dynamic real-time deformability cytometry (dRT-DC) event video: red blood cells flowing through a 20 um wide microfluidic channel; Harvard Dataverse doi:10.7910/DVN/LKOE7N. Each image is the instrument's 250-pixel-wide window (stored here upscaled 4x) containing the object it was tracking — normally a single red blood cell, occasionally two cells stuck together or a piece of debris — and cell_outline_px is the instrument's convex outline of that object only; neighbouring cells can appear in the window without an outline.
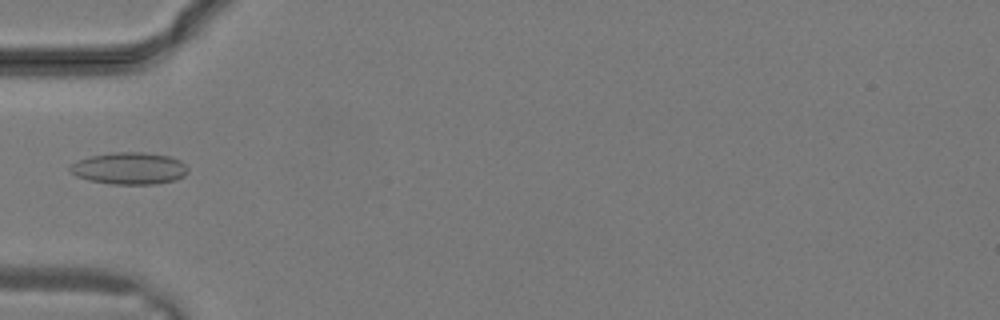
{"species": "common noctule bat (a hibernating species)", "species_latin": "Nyctalus noctula", "temperature_condition": "warm", "stored_images_in_passage": 31, "camera_frame_rate_fps": 3000, "um_per_image_px": 0.085, "animal": {"sex": "male", "body_mass_g": 19.2, "forearm_length_mm": 51.8}, "frame": {"image": 1, "passage_image": 11, "time_ms": 3.333, "image_size_px": [1000, 320], "cell_outline_px": [[188, 172], [184, 176], [176, 180], [156, 184], [112, 184], [88, 180], [76, 176], [68, 168], [72, 164], [80, 160], [92, 156], [116, 152], [144, 152], [168, 156], [180, 160], [188, 168]], "centroid_in_image_um": [11.03, 14.32], "position_along_channel_um": 74.0, "area_um2": 21.85}}
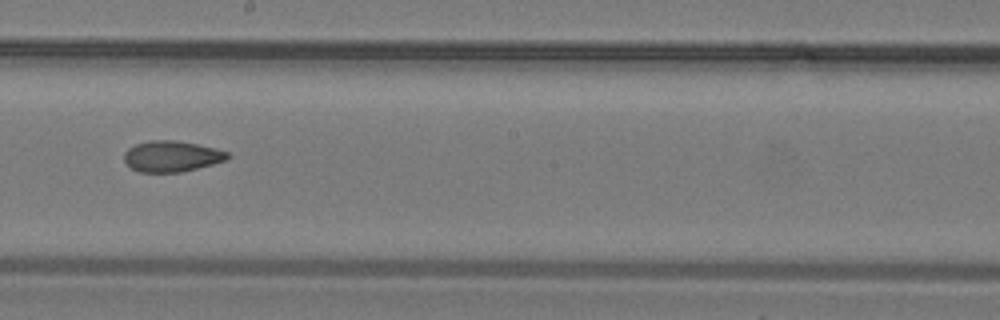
{"frame": {"image": 2, "passage_image": 18, "time_ms": 5.667, "image_size_px": [1000, 320], "cell_outline_px": [[232, 156], [228, 160], [180, 172], [140, 172], [132, 168], [124, 160], [124, 152], [128, 148], [136, 144], [152, 140], [176, 140], [216, 148], [228, 152]], "centroid_in_image_um": [14.62, 13.28], "position_along_channel_um": 233.6, "area_um2": 18.61}}
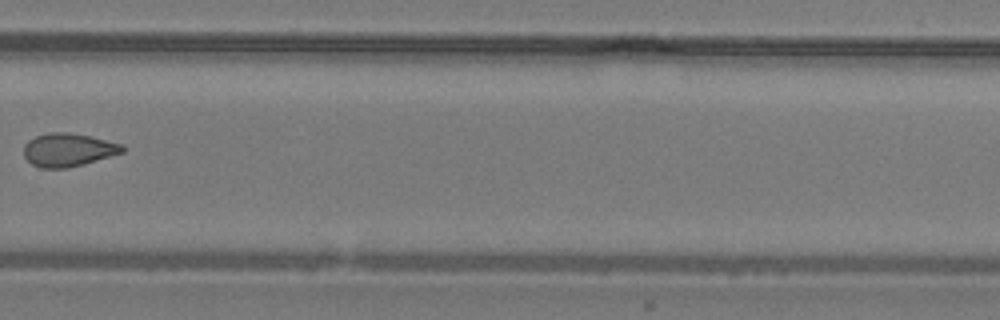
{"frame": {"image": 3, "passage_image": 22, "time_ms": 7.0, "image_size_px": [1000, 320], "cell_outline_px": [[124, 152], [84, 164], [68, 168], [44, 168], [32, 164], [24, 156], [24, 144], [28, 140], [36, 136], [48, 132], [64, 132], [88, 136], [124, 144]], "centroid_in_image_um": [5.79, 12.74], "position_along_channel_um": 324.0, "area_um2": 19.02}}